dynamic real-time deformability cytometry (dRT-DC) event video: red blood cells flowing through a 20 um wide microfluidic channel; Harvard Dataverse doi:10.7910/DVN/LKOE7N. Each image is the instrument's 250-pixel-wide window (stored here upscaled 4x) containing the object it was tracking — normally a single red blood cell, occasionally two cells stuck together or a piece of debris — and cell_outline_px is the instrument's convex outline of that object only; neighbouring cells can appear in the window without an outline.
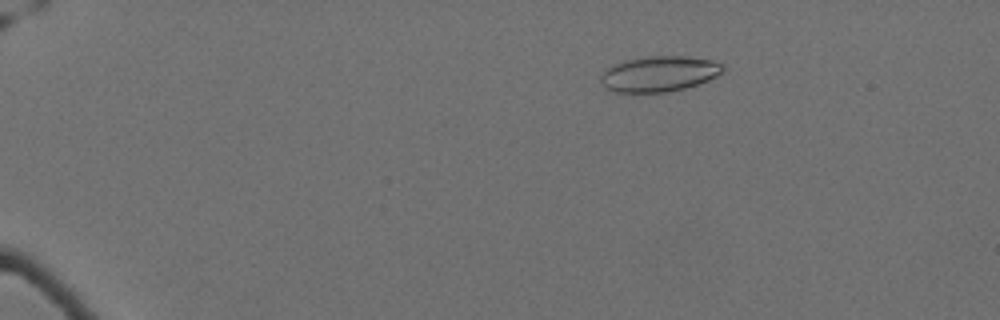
{"species": "Egyptian fruit bat (a non-hibernating species)", "species_latin": "Rousettus aegyptiacus", "temperature_condition": "cold", "stored_images_in_passage": 62, "camera_frame_rate_fps": 3000, "um_per_image_px": 0.085, "animal": {"sex": "female"}, "frame": {"image": 1, "passage_image": 13, "time_ms": 4.0, "image_size_px": [1000, 320], "cell_outline_px": [[724, 68], [716, 76], [708, 80], [684, 88], [668, 92], [616, 92], [608, 88], [600, 80], [600, 76], [604, 68], [628, 60], [648, 56], [684, 56], [712, 60], [724, 64]], "centroid_in_image_um": [56.02, 6.27], "position_along_channel_um": 29.0, "area_um2": 25.03}}
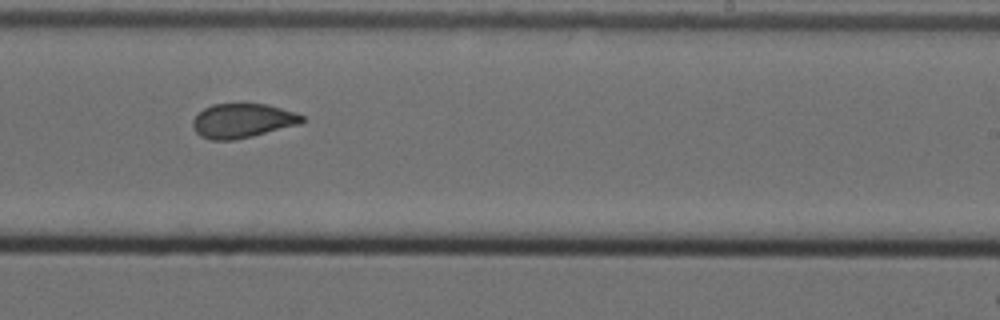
{"frame": {"image": 2, "passage_image": 42, "time_ms": 13.667, "image_size_px": [1000, 320], "cell_outline_px": [[304, 120], [300, 124], [252, 136], [232, 140], [212, 140], [200, 136], [192, 128], [192, 120], [204, 108], [212, 104], [268, 104], [296, 112], [304, 116]], "centroid_in_image_um": [20.61, 10.26], "position_along_channel_um": 268.4, "area_um2": 21.85}}
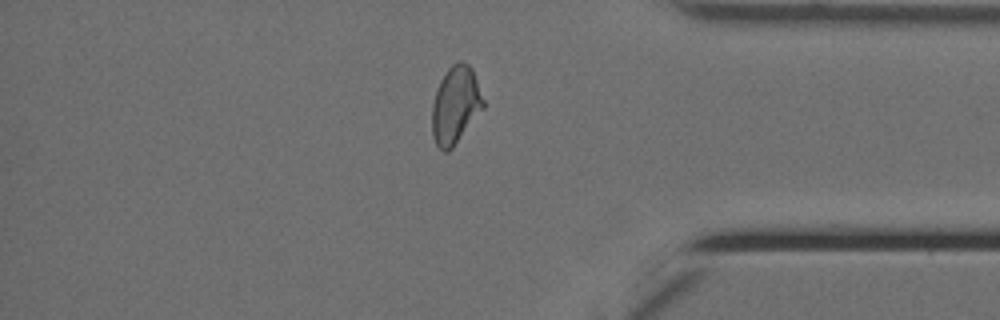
{"frame": {"image": 3, "passage_image": 54, "time_ms": 17.667, "image_size_px": [1000, 320], "cell_outline_px": [[484, 108], [452, 148], [448, 152], [444, 152], [436, 144], [432, 136], [432, 104], [436, 88], [440, 80], [448, 68], [456, 60], [460, 60], [468, 64], [472, 68], [484, 100]], "centroid_in_image_um": [38.7, 8.91], "position_along_channel_um": 396.5, "area_um2": 23.24}, "authors_computed_cell_mechanics": {"area_um2": 23.4957, "velocity_mm_per_s": 3.5073, "shape_relaxation_time_tau1_ms": null, "shape_relaxation_time_tau2_ms": 1.4216, "deformation_change_tau1": null, "deformation_change_tau2": 0.0666}}